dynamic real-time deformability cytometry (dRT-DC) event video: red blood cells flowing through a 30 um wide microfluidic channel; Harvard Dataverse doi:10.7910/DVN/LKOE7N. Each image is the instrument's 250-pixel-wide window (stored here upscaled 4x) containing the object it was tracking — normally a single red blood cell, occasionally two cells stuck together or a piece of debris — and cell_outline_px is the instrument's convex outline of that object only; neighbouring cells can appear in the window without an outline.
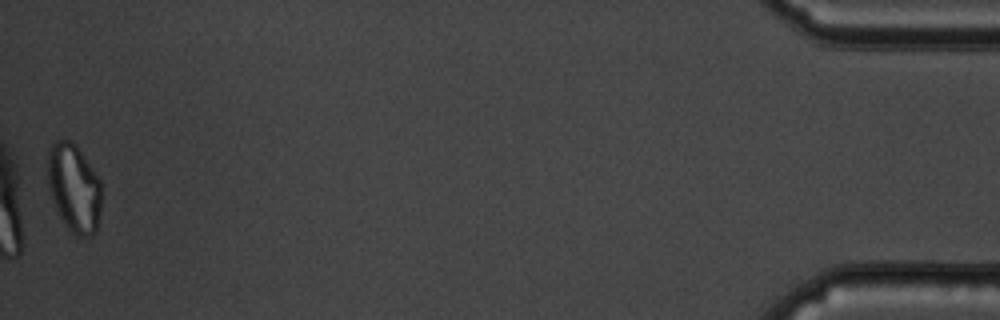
{"species": "common noctule bat (a hibernating species)", "species_latin": "Nyctalus noctula", "temperature_condition": "cold", "stored_images_in_passage": 42, "camera_frame_rate_fps": 3000, "um_per_image_px": 0.085, "animal": {"sex": "male", "body_mass_g": 19.5, "forearm_length_mm": 54.6}, "frame": {"image": 1, "passage_image": 42, "time_ms": 13.667, "image_size_px": [1000, 320], "cell_outline_px": [[100, 212], [96, 232], [92, 236], [80, 236], [72, 232], [60, 216], [48, 188], [48, 148], [56, 140], [68, 140], [80, 152], [100, 180]], "centroid_in_image_um": [6.28, 15.99], "position_along_channel_um": 428.9, "area_um2": 26.99}, "authors_computed_cell_mechanics": {"area_um2": 20.4901, "velocity_mm_per_s": 3.3836, "shape_relaxation_time_tau1_ms": null, "shape_relaxation_time_tau2_ms": 4.5269, "deformation_change_tau1": null, "deformation_change_tau2": 0.1083}}